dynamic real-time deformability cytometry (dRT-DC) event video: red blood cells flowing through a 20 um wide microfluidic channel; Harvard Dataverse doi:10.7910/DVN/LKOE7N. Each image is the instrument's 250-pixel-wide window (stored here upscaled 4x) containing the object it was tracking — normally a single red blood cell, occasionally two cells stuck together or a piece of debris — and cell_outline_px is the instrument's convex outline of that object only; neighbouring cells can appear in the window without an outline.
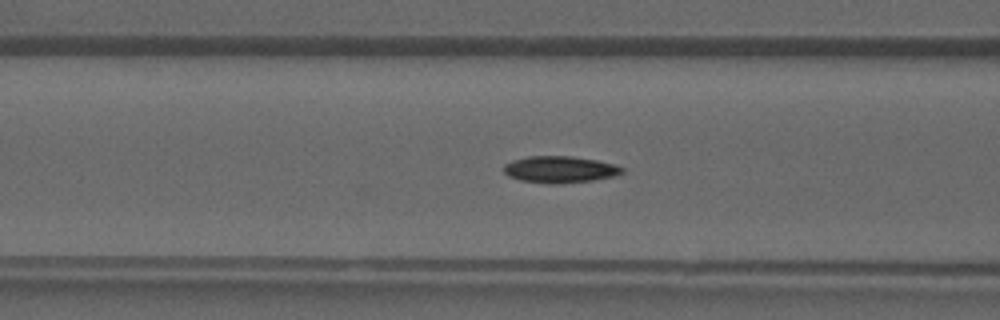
{"species": "common noctule bat (a hibernating species)", "species_latin": "Nyctalus noctula", "temperature_condition": "warm", "stored_images_in_passage": 29, "camera_frame_rate_fps": 3000, "um_per_image_px": 0.085, "animal": {"sex": "male", "forearm_length_mm": 52.5}, "frame": {"image": 1, "passage_image": 5, "time_ms": 1.333, "image_size_px": [1000, 320], "cell_outline_px": [[624, 172], [616, 176], [592, 180], [556, 184], [552, 184], [520, 180], [508, 176], [504, 172], [504, 164], [512, 160], [528, 156], [572, 156], [596, 160], [612, 164], [624, 168]], "centroid_in_image_um": [47.58, 14.4], "position_along_channel_um": 119.0, "area_um2": 18.38}}
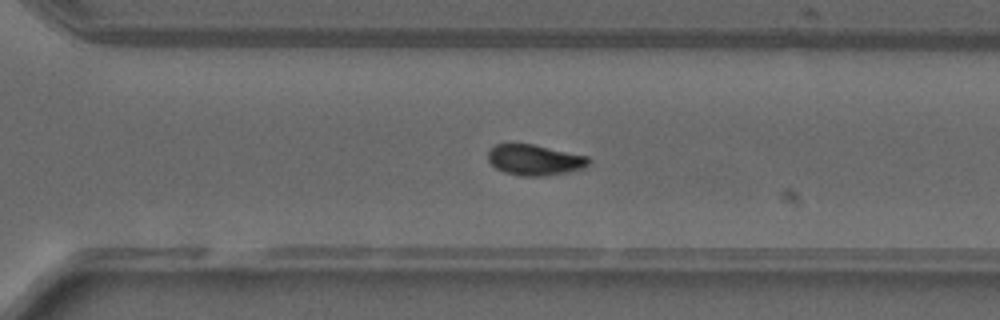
{"frame": {"image": 2, "passage_image": 17, "time_ms": 5.333, "image_size_px": [1000, 320], "cell_outline_px": [[592, 160], [584, 168], [568, 172], [544, 176], [524, 176], [504, 172], [496, 168], [488, 160], [488, 148], [496, 144], [532, 144], [588, 156]], "centroid_in_image_um": [45.45, 13.59], "position_along_channel_um": 325.2, "area_um2": 18.03}}
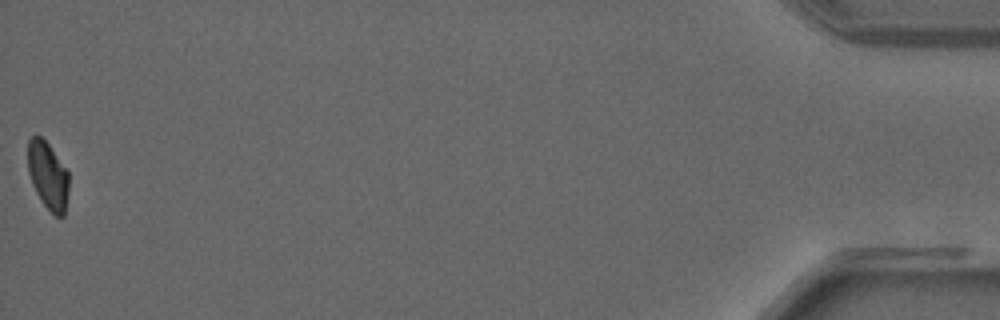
{"frame": {"image": 3, "passage_image": 29, "time_ms": 9.333, "image_size_px": [1000, 320], "cell_outline_px": [[68, 192], [64, 216], [56, 216], [44, 204], [36, 192], [32, 184], [28, 172], [28, 140], [32, 136], [40, 136], [48, 144], [68, 172]], "centroid_in_image_um": [4.06, 14.92], "position_along_channel_um": 431.1, "area_um2": 15.84}}